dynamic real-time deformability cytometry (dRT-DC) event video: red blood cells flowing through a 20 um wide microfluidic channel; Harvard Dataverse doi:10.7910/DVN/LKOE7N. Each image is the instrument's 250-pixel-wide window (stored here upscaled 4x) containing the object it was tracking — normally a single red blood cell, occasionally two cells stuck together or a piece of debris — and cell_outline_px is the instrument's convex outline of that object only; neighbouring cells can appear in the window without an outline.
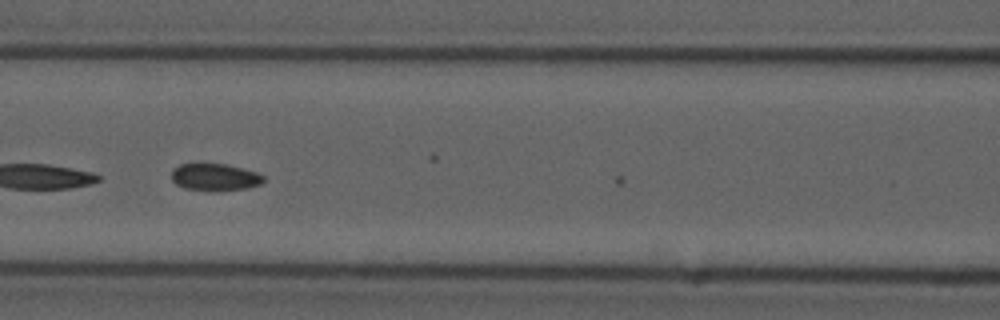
{"species": "common noctule bat (a hibernating species)", "species_latin": "Nyctalus noctula", "temperature_condition": "cold", "stored_images_in_passage": 17, "camera_frame_rate_fps": 3000, "um_per_image_px": 0.085, "animal": {"sex": "male", "forearm_length_mm": 52.5}, "frame": {"image": 1, "passage_image": 16, "time_ms": 5.0, "image_size_px": [1000, 320], "cell_outline_px": [[264, 180], [260, 184], [248, 188], [216, 192], [184, 188], [176, 184], [172, 180], [172, 168], [180, 164], [224, 164], [256, 172], [264, 176]], "centroid_in_image_um": [18.25, 15.08], "position_along_channel_um": 148.4, "area_um2": 14.62}}